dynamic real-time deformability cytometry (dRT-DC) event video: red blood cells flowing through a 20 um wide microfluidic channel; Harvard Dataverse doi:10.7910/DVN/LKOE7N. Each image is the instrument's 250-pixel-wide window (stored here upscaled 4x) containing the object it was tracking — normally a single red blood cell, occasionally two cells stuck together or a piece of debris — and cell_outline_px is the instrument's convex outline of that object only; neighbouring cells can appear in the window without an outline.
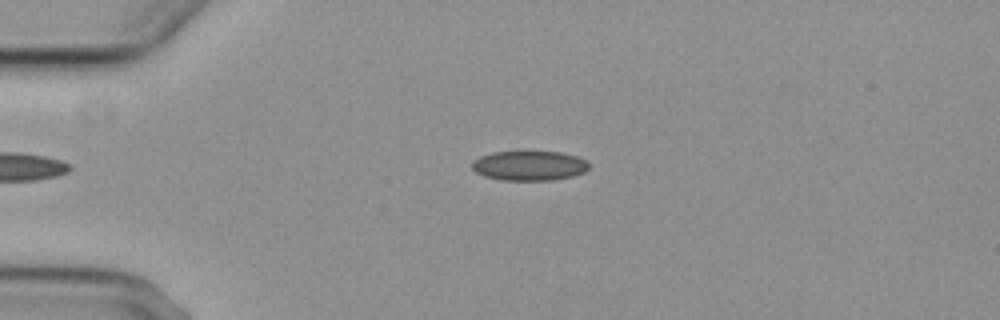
{"species": "common noctule bat (a hibernating species)", "species_latin": "Nyctalus noctula", "temperature_condition": "cold", "stored_images_in_passage": 3, "camera_frame_rate_fps": 3000, "um_per_image_px": 0.085, "animal": {"sex": "female", "body_mass_g": 29.2, "forearm_length_mm": 56.3}, "frame": {"image": 1, "passage_image": 1, "time_ms": 0.0, "image_size_px": [1000, 320], "cell_outline_px": [[588, 168], [584, 172], [572, 176], [552, 180], [500, 180], [484, 176], [476, 172], [472, 168], [472, 160], [480, 156], [492, 152], [560, 152], [576, 156], [584, 160], [588, 164]], "centroid_in_image_um": [44.94, 14.08], "position_along_channel_um": 40.1, "area_um2": 20.11}}
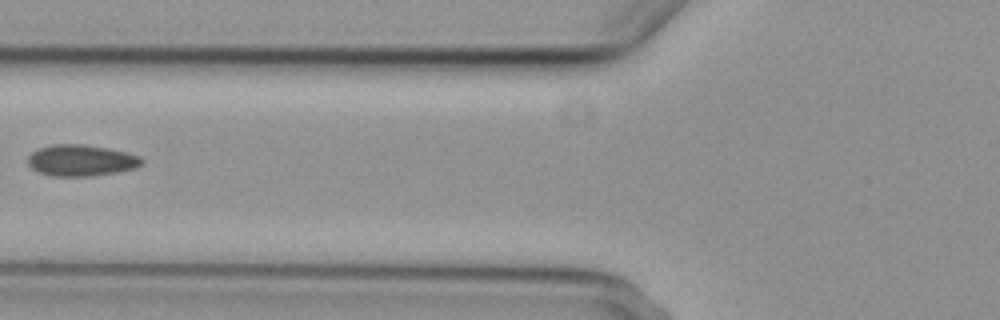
{"frame": {"image": 2, "passage_image": 3, "time_ms": 3.0, "image_size_px": [1000, 320], "cell_outline_px": [[144, 160], [136, 168], [116, 172], [92, 176], [52, 176], [40, 172], [32, 168], [28, 164], [28, 156], [32, 152], [40, 148], [52, 144], [84, 144], [108, 148], [140, 156]], "centroid_in_image_um": [6.89, 13.63], "position_along_channel_um": 118.9, "area_um2": 20.69}}